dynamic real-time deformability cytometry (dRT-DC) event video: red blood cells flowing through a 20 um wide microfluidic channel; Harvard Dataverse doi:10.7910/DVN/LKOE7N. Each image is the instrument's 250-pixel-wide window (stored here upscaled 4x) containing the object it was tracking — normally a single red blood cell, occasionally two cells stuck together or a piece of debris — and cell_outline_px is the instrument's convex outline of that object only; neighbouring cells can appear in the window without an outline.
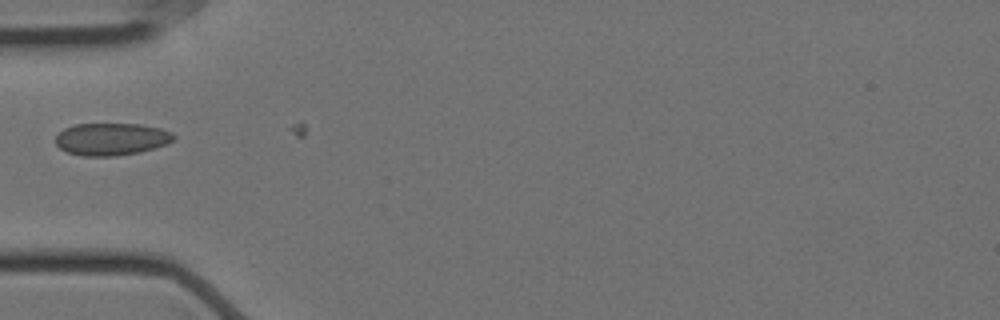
{"species": "Egyptian fruit bat (a non-hibernating species)", "species_latin": "Rousettus aegyptiacus", "temperature_condition": "cold", "stored_images_in_passage": 3, "camera_frame_rate_fps": 3000, "um_per_image_px": 0.085, "animal": {"sex": "female"}, "frame": {"image": 1, "passage_image": 2, "time_ms": 0.333, "image_size_px": [1000, 320], "cell_outline_px": [[176, 136], [168, 144], [140, 152], [116, 156], [80, 156], [68, 152], [60, 148], [56, 144], [56, 136], [64, 128], [76, 124], [140, 124], [160, 128], [172, 132]], "centroid_in_image_um": [9.48, 11.83], "position_along_channel_um": 75.5, "area_um2": 22.31}}